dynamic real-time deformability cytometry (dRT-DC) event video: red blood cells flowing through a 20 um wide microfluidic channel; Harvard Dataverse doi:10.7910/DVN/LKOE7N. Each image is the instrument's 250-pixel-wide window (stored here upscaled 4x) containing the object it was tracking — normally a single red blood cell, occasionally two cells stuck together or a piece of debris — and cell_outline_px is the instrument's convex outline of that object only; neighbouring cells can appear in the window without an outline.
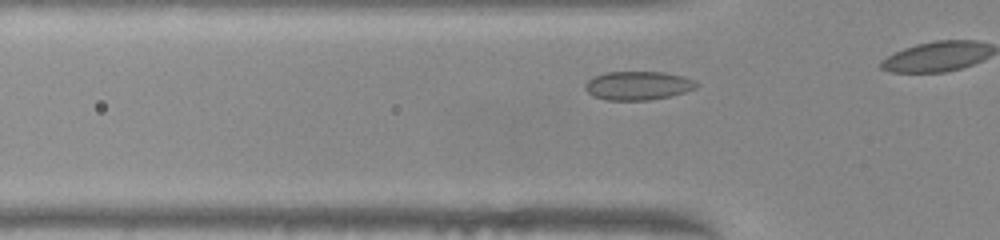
{"species": "common noctule bat (a hibernating species)", "species_latin": "Nyctalus noctula", "temperature_condition": "warm", "stored_images_in_passage": 8, "camera_frame_rate_fps": 3000, "um_per_image_px": 0.085, "animal": {"sex": "female", "body_mass_g": 22.0, "forearm_length_mm": 56.7}, "frame": {"image": 1, "passage_image": 5, "time_ms": 1.333, "image_size_px": [1000, 240], "cell_outline_px": [[700, 84], [696, 88], [684, 92], [668, 96], [648, 100], [608, 100], [592, 96], [584, 88], [584, 84], [588, 80], [604, 72], [664, 72], [684, 76]], "centroid_in_image_um": [54.21, 7.27], "position_along_channel_um": 71.6, "area_um2": 18.55}}